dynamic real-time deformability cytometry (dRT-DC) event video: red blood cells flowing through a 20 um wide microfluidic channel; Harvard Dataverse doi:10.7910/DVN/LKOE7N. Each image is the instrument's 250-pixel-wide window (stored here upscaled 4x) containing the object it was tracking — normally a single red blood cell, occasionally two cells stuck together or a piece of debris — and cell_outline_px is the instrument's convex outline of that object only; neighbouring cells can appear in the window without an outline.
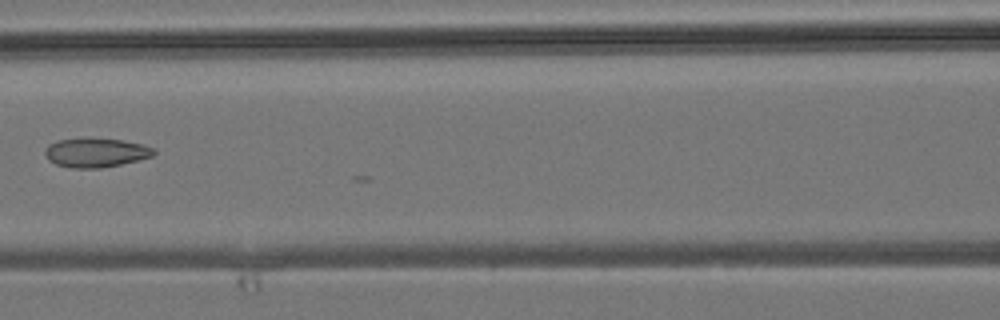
{"species": "common noctule bat (a hibernating species)", "species_latin": "Nyctalus noctula", "temperature_condition": "room temperature", "stored_images_in_passage": 6, "camera_frame_rate_fps": 3000, "um_per_image_px": 0.085, "animal": {"sex": "male", "body_mass_g": 19.2, "forearm_length_mm": 51.8}, "frame": {"image": 1, "passage_image": 6, "time_ms": 5.667, "image_size_px": [1000, 320], "cell_outline_px": [[156, 152], [152, 156], [120, 164], [100, 168], [72, 168], [56, 164], [48, 160], [44, 152], [44, 148], [48, 144], [56, 140], [124, 140], [144, 144], [152, 148]], "centroid_in_image_um": [8.12, 12.99], "position_along_channel_um": 158.5, "area_um2": 17.98}}